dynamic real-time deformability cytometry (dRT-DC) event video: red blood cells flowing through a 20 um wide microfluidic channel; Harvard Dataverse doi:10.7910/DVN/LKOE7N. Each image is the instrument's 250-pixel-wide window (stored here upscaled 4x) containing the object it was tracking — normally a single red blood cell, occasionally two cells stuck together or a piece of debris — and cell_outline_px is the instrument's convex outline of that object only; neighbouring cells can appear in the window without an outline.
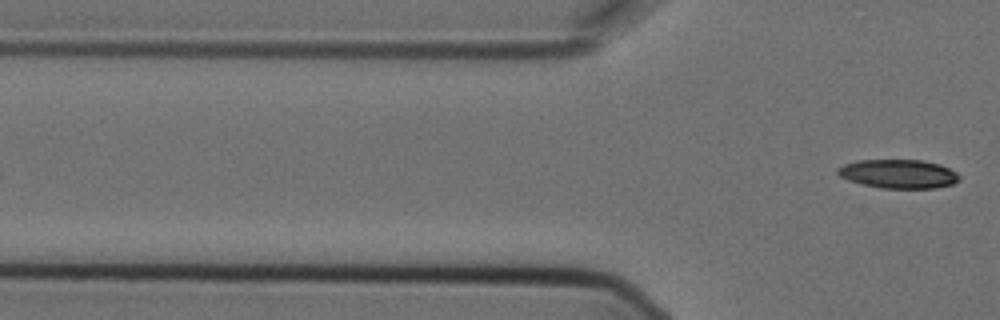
{"species": "Egyptian fruit bat (a non-hibernating species)", "species_latin": "Rousettus aegyptiacus", "temperature_condition": "cold", "stored_images_in_passage": 6, "camera_frame_rate_fps": 3000, "um_per_image_px": 0.085, "animal": {"sex": "female"}, "frame": {"image": 1, "passage_image": 6, "time_ms": 1.667, "image_size_px": [1000, 320], "cell_outline_px": [[960, 180], [952, 184], [936, 188], [880, 188], [848, 180], [840, 176], [836, 172], [836, 168], [844, 164], [860, 160], [920, 160], [940, 164], [956, 172], [960, 176]], "centroid_in_image_um": [76.37, 14.78], "position_along_channel_um": 49.4, "area_um2": 20.4}}